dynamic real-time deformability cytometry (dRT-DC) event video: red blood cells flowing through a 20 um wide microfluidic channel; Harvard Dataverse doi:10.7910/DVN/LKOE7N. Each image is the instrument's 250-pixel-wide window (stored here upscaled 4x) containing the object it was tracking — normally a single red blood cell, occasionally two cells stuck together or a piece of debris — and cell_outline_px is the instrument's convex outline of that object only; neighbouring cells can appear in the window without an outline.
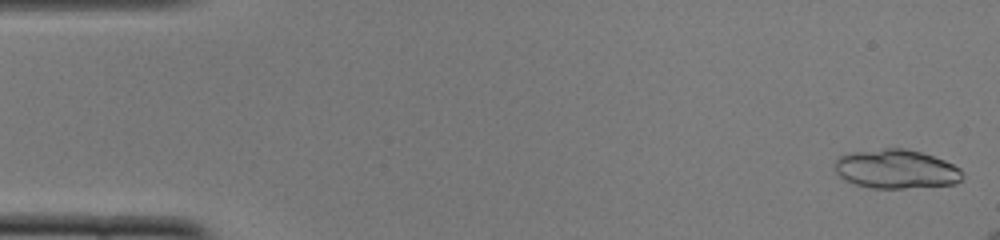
{"species": "common noctule bat (a hibernating species)", "species_latin": "Nyctalus noctula", "temperature_condition": "cold", "stored_images_in_passage": 25, "camera_frame_rate_fps": 3000, "um_per_image_px": 0.085, "animal": {"sex": "female", "body_mass_g": 22.0, "forearm_length_mm": 56.7}, "frame": {"image": 1, "passage_image": 1, "time_ms": 0.0, "image_size_px": [1000, 240], "cell_outline_px": [[964, 176], [956, 184], [904, 188], [872, 188], [856, 184], [844, 180], [836, 172], [836, 160], [840, 156], [852, 152], [884, 148], [904, 148], [920, 152], [944, 160], [960, 168], [964, 172]], "centroid_in_image_um": [76.2, 14.37], "position_along_channel_um": 8.8, "area_um2": 28.96}}